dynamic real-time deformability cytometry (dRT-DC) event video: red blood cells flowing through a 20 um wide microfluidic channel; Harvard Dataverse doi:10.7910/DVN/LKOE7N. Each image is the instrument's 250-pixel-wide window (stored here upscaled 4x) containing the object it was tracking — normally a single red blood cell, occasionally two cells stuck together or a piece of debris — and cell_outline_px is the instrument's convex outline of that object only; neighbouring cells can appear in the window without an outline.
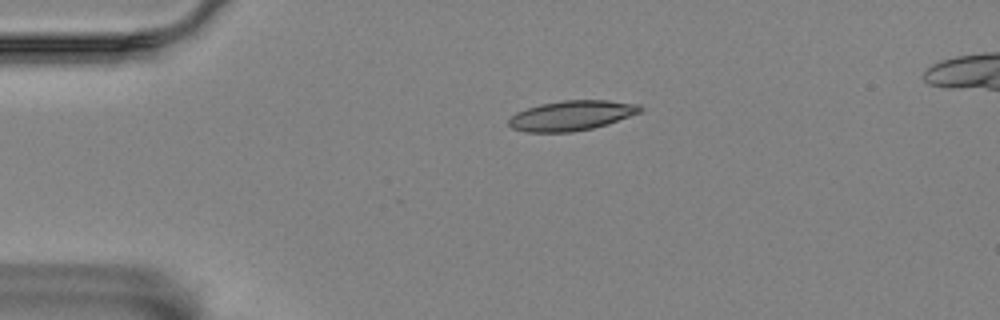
{"species": "Egyptian fruit bat (a non-hibernating species)", "species_latin": "Rousettus aegyptiacus", "temperature_condition": "room temperature", "stored_images_in_passage": 5, "camera_frame_rate_fps": 3000, "um_per_image_px": 0.085, "animal": {"sex": "female"}, "frame": {"image": 1, "passage_image": 5, "time_ms": 4.667, "image_size_px": [1000, 320], "cell_outline_px": [[644, 108], [640, 112], [608, 124], [592, 128], [572, 132], [524, 132], [512, 128], [508, 124], [508, 120], [516, 112], [540, 104], [564, 100], [608, 100], [640, 104]], "centroid_in_image_um": [48.59, 9.82], "position_along_channel_um": 36.4, "area_um2": 22.95}}